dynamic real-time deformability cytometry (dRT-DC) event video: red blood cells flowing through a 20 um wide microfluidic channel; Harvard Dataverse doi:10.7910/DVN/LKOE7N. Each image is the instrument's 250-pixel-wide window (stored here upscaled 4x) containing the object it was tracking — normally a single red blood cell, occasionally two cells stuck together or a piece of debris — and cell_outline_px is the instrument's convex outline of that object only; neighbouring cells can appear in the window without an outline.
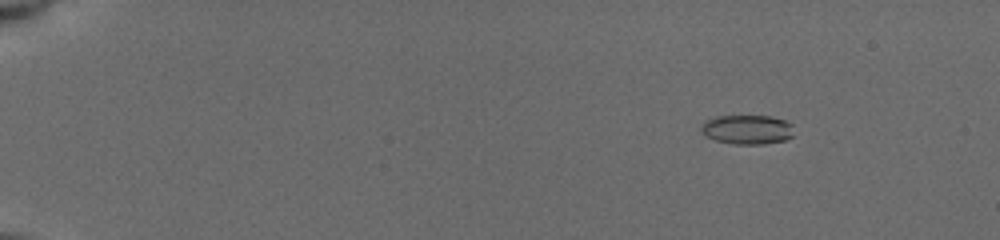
{"species": "common noctule bat (a hibernating species)", "species_latin": "Nyctalus noctula", "temperature_condition": "cold", "stored_images_in_passage": 27, "camera_frame_rate_fps": 3000, "um_per_image_px": 0.085, "animal": {"sex": "female", "body_mass_g": 19.5, "forearm_length_mm": 54.1}, "frame": {"image": 1, "passage_image": 7, "time_ms": 2.667, "image_size_px": [1000, 240], "cell_outline_px": [[792, 136], [784, 140], [764, 144], [732, 144], [716, 140], [708, 136], [700, 128], [700, 124], [704, 120], [716, 116], [772, 116], [784, 120], [792, 124]], "centroid_in_image_um": [63.5, 11.0], "position_along_channel_um": 21.5, "area_um2": 15.84}}
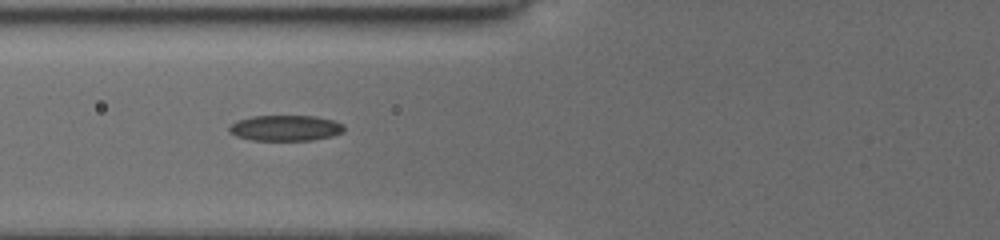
{"frame": {"image": 2, "passage_image": 19, "time_ms": 8.0, "image_size_px": [1000, 240], "cell_outline_px": [[344, 132], [332, 136], [312, 140], [252, 140], [236, 136], [228, 132], [228, 128], [236, 120], [252, 116], [312, 116], [332, 120], [344, 124]], "centroid_in_image_um": [24.25, 10.88], "position_along_channel_um": 101.6, "area_um2": 17.22}}
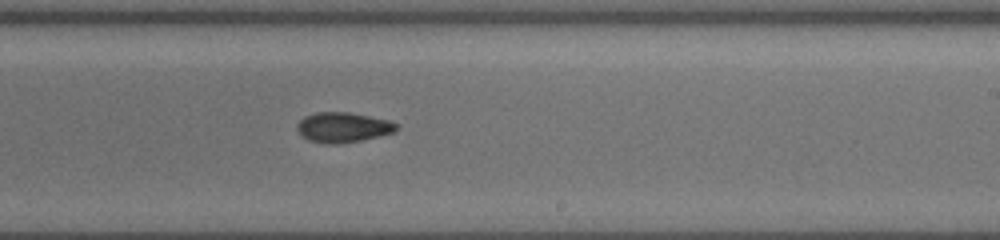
{"frame": {"image": 3, "passage_image": 27, "time_ms": 12.0, "image_size_px": [1000, 240], "cell_outline_px": [[396, 128], [392, 132], [360, 140], [336, 144], [324, 144], [308, 140], [296, 128], [296, 124], [304, 116], [316, 112], [348, 112], [388, 120], [396, 124]], "centroid_in_image_um": [29.08, 10.82], "position_along_channel_um": 259.9, "area_um2": 17.05}}